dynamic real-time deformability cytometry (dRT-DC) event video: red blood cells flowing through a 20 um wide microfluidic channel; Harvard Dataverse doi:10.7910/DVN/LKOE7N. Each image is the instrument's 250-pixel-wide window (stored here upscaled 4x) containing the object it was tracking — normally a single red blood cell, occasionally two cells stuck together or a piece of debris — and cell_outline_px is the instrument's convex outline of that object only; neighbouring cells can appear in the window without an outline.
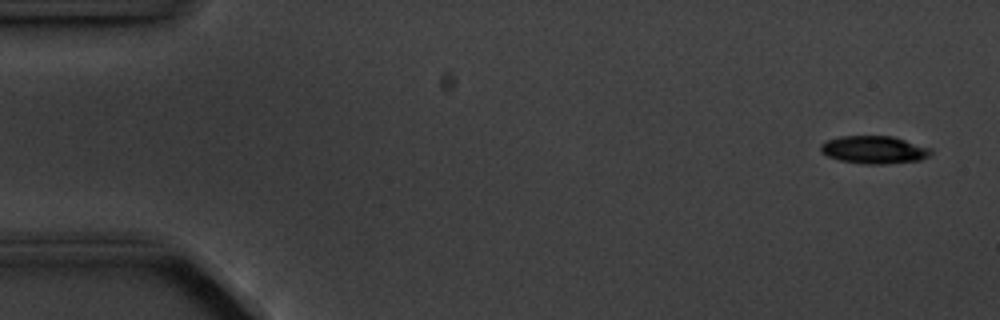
{"species": "common noctule bat (a hibernating species)", "species_latin": "Nyctalus noctula", "temperature_condition": "cold", "stored_images_in_passage": 4, "camera_frame_rate_fps": 3000, "um_per_image_px": 0.085, "animal": {"sex": "male", "body_mass_g": 20.1, "forearm_length_mm": 53.5}, "frame": {"image": 1, "passage_image": 1, "time_ms": 0.0, "image_size_px": [1000, 320], "cell_outline_px": [[932, 152], [928, 156], [920, 160], [884, 164], [864, 164], [840, 160], [828, 156], [820, 152], [820, 144], [828, 140], [840, 136], [892, 136], [932, 148]], "centroid_in_image_um": [74.29, 12.73], "position_along_channel_um": 10.7, "area_um2": 17.8}}
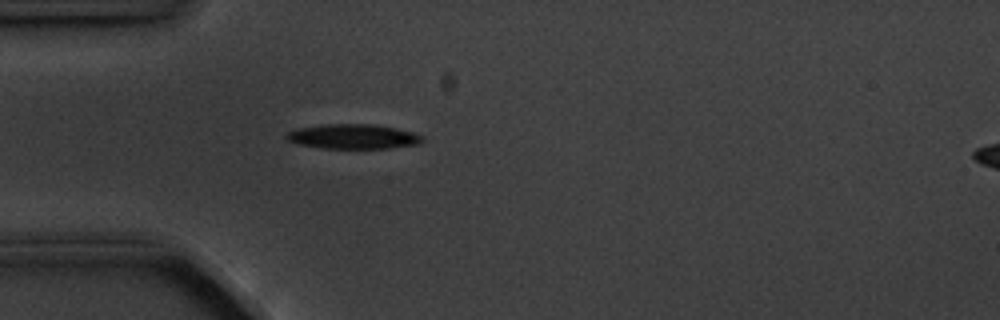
{"frame": {"image": 2, "passage_image": 4, "time_ms": 4.333, "image_size_px": [1000, 320], "cell_outline_px": [[424, 140], [420, 144], [388, 148], [324, 148], [300, 144], [288, 140], [284, 136], [288, 132], [296, 128], [324, 124], [372, 124], [412, 132], [424, 136]], "centroid_in_image_um": [30.02, 11.6], "position_along_channel_um": 55.0, "area_um2": 19.42}}